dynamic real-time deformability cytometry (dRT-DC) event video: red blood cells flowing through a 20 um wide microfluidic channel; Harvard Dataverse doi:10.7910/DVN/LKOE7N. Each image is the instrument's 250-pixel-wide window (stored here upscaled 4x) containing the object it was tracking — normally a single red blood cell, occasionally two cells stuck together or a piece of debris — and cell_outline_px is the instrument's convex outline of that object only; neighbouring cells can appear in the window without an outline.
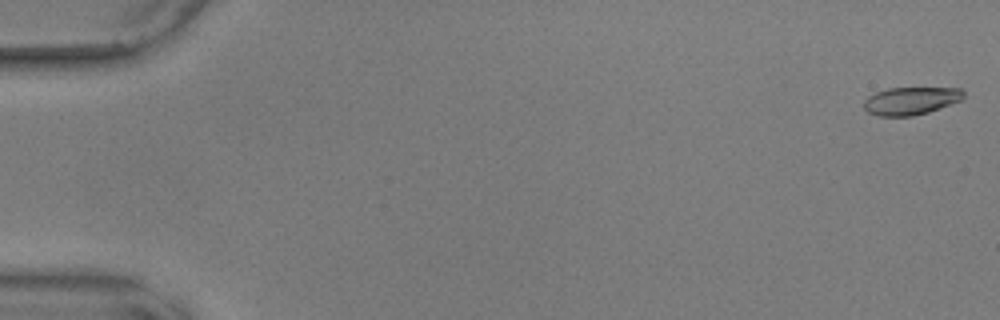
{"species": "common noctule bat (a hibernating species)", "species_latin": "Nyctalus noctula", "temperature_condition": "warm", "stored_images_in_passage": 56, "camera_frame_rate_fps": 3000, "um_per_image_px": 0.085, "animal": {"sex": "male", "body_mass_g": 17.9, "forearm_length_mm": 54.2}, "frame": {"image": 1, "passage_image": 1, "time_ms": 0.0, "image_size_px": [1000, 320], "cell_outline_px": [[964, 96], [960, 100], [928, 112], [912, 116], [880, 116], [868, 112], [864, 108], [864, 100], [868, 96], [876, 92], [888, 88], [960, 88], [964, 92]], "centroid_in_image_um": [77.39, 8.56], "position_along_channel_um": 7.6, "area_um2": 15.95}}
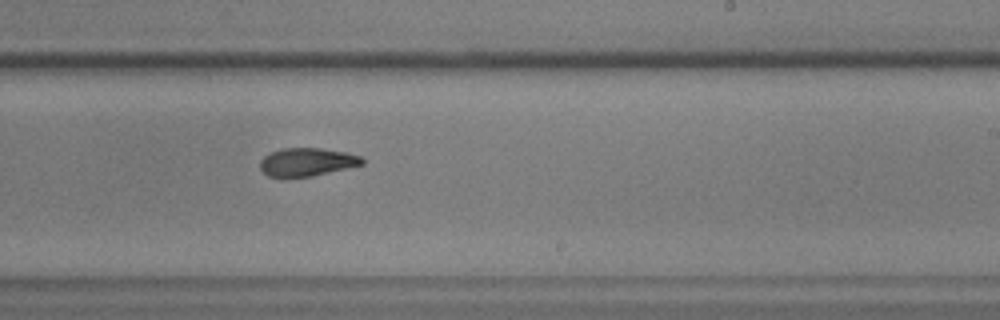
{"frame": {"image": 2, "passage_image": 35, "time_ms": 11.333, "image_size_px": [1000, 320], "cell_outline_px": [[364, 164], [312, 176], [268, 176], [260, 168], [260, 160], [264, 156], [280, 148], [320, 148], [348, 152], [360, 156], [364, 160]], "centroid_in_image_um": [26.11, 13.75], "position_along_channel_um": 262.9, "area_um2": 16.59}}
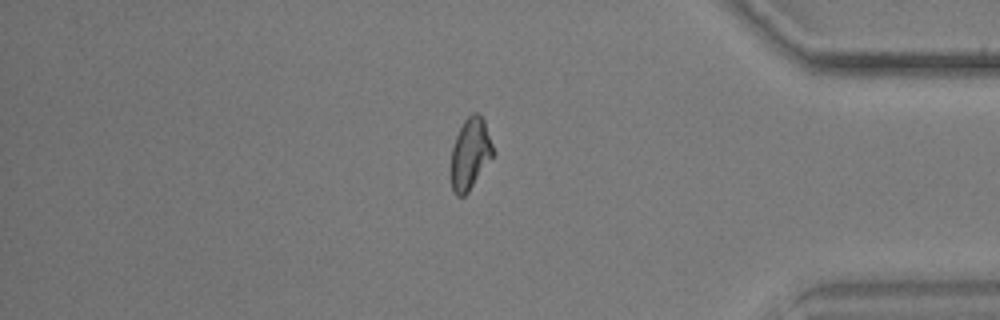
{"frame": {"image": 3, "passage_image": 48, "time_ms": 15.667, "image_size_px": [1000, 320], "cell_outline_px": [[496, 152], [468, 192], [464, 196], [456, 196], [452, 192], [448, 172], [452, 148], [456, 136], [464, 120], [472, 112], [476, 112], [484, 120]], "centroid_in_image_um": [39.93, 13.11], "position_along_channel_um": 395.3, "area_um2": 18.03}, "authors_computed_cell_mechanics": {"area_um2": 17.4556, "velocity_mm_per_s": 3.6193, "shape_relaxation_time_tau1_ms": null, "shape_relaxation_time_tau2_ms": 3.5517, "deformation_change_tau1": null, "deformation_change_tau2": 0.1033}}